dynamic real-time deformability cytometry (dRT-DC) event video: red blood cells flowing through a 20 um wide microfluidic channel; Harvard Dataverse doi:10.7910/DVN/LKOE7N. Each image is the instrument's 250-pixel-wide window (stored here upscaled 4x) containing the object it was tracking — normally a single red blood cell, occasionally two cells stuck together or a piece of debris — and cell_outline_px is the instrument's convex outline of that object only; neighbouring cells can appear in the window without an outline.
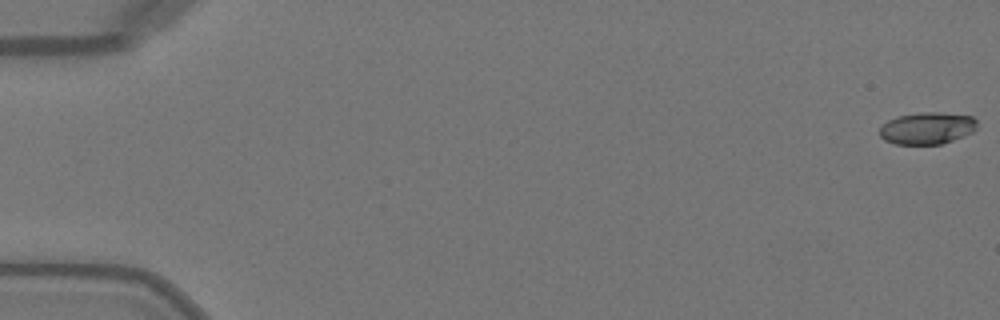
{"species": "Egyptian fruit bat (a non-hibernating species)", "species_latin": "Rousettus aegyptiacus", "temperature_condition": "warm", "stored_images_in_passage": 51, "camera_frame_rate_fps": 3000, "um_per_image_px": 0.085, "animal": {"sex": "female"}, "frame": {"image": 1, "passage_image": 1, "time_ms": 0.0, "image_size_px": [1000, 320], "cell_outline_px": [[976, 128], [972, 132], [964, 136], [940, 144], [896, 144], [884, 140], [880, 136], [880, 128], [888, 120], [896, 116], [920, 112], [940, 112], [972, 116], [976, 120]], "centroid_in_image_um": [78.8, 10.89], "position_along_channel_um": 6.2, "area_um2": 18.15}}
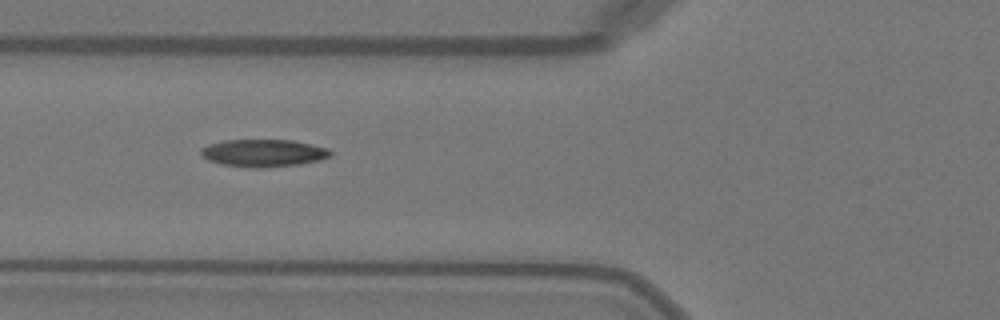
{"frame": {"image": 2, "passage_image": 20, "time_ms": 6.333, "image_size_px": [1000, 320], "cell_outline_px": [[332, 152], [328, 156], [320, 160], [300, 164], [264, 168], [252, 168], [220, 164], [208, 160], [200, 156], [200, 148], [224, 140], [292, 140], [328, 148]], "centroid_in_image_um": [22.36, 13.01], "position_along_channel_um": 103.4, "area_um2": 20.75}}
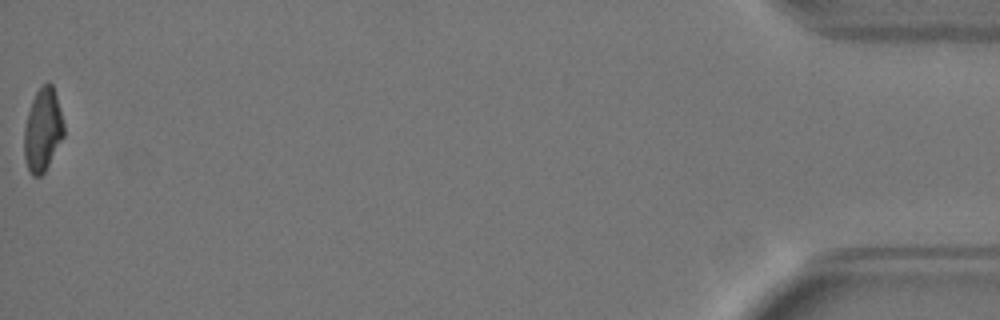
{"frame": {"image": 3, "passage_image": 51, "time_ms": 16.667, "image_size_px": [1000, 320], "cell_outline_px": [[64, 136], [44, 172], [40, 176], [32, 176], [28, 168], [24, 156], [24, 128], [28, 112], [32, 100], [36, 92], [48, 80], [52, 84], [56, 96], [64, 124]], "centroid_in_image_um": [3.63, 11.04], "position_along_channel_um": 431.6, "area_um2": 19.02}, "authors_computed_cell_mechanics": {"area_um2": 20.23, "velocity_mm_per_s": 4.0954, "shape_relaxation_time_tau1_ms": 7.0826, "shape_relaxation_time_tau2_ms": 3.0025, "deformation_change_tau1": 0.2442, "deformation_change_tau2": 0.0867}}